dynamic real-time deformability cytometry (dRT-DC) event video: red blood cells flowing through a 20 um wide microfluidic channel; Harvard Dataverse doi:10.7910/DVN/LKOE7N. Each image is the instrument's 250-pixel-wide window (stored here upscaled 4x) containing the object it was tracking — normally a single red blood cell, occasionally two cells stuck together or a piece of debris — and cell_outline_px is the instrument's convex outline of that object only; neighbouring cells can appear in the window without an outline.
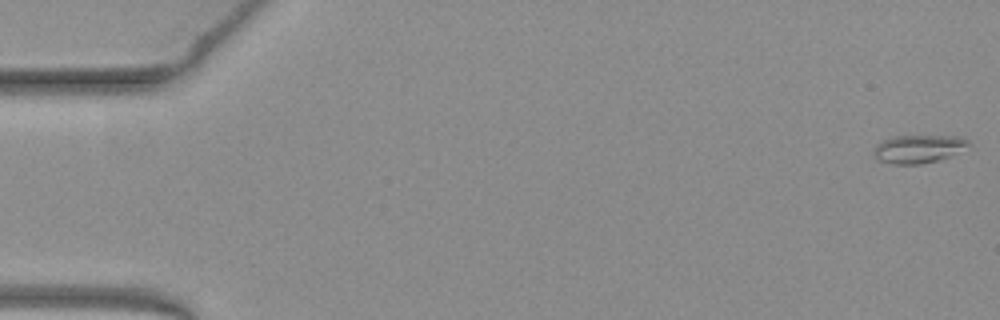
{"species": "common noctule bat (a hibernating species)", "species_latin": "Nyctalus noctula", "temperature_condition": "warm", "stored_images_in_passage": 50, "camera_frame_rate_fps": 3000, "um_per_image_px": 0.085, "animal": {"sex": "female", "body_mass_g": 19.3, "forearm_length_mm": 54.1}, "frame": {"image": 1, "passage_image": 1, "time_ms": 0.0, "image_size_px": [1000, 320], "cell_outline_px": [[968, 144], [948, 156], [940, 160], [920, 164], [892, 164], [876, 160], [872, 152], [876, 144], [880, 140], [892, 136], [964, 136], [968, 140]], "centroid_in_image_um": [77.95, 12.65], "position_along_channel_um": 7.0, "area_um2": 15.55}}
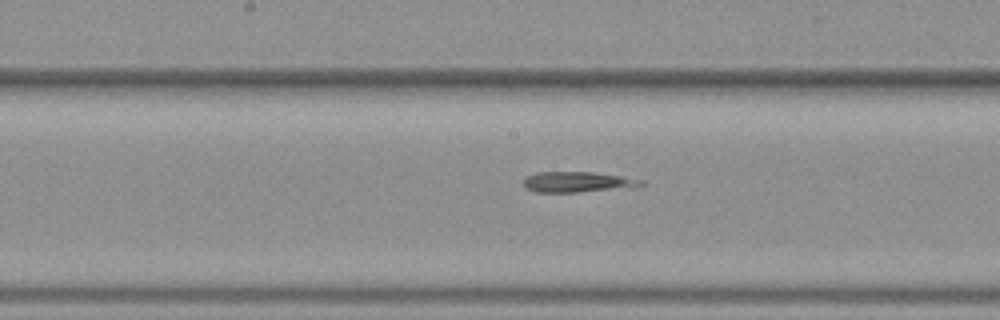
{"frame": {"image": 2, "passage_image": 27, "time_ms": 8.667, "image_size_px": [1000, 320], "cell_outline_px": [[644, 184], [632, 188], [576, 192], [536, 192], [524, 188], [524, 180], [528, 176], [536, 172], [592, 172], [620, 176], [644, 180]], "centroid_in_image_um": [49.11, 15.47], "position_along_channel_um": 199.1, "area_um2": 14.1}}
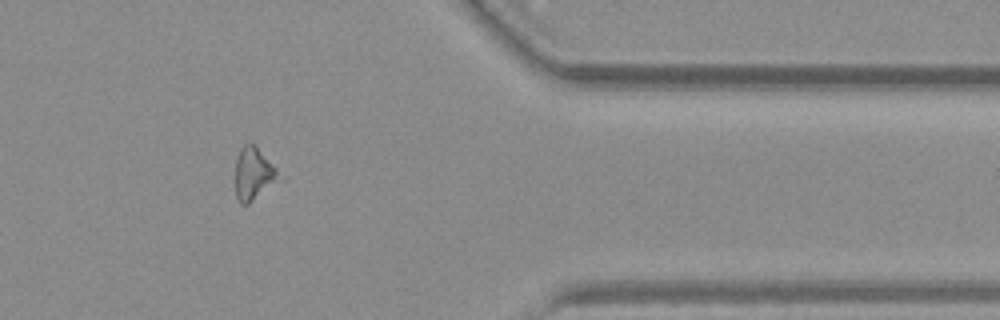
{"frame": {"image": 3, "passage_image": 43, "time_ms": 14.0, "image_size_px": [1000, 320], "cell_outline_px": [[288, 176], [284, 180], [248, 204], [240, 204], [236, 196], [236, 160], [240, 148], [244, 144], [256, 144]], "centroid_in_image_um": [21.71, 14.76], "position_along_channel_um": 389.7, "area_um2": 14.51}}